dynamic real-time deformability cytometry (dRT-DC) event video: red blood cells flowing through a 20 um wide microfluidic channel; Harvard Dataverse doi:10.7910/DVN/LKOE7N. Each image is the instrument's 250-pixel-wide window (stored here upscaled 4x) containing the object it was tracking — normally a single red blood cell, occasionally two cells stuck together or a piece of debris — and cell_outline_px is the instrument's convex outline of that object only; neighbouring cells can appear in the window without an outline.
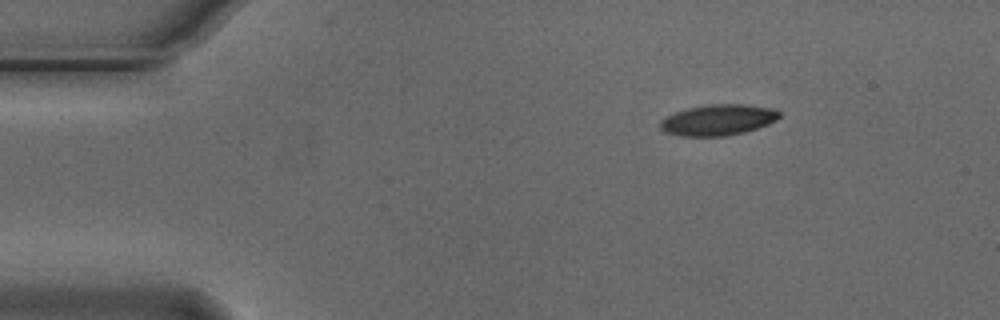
{"species": "Egyptian fruit bat (a non-hibernating species)", "species_latin": "Rousettus aegyptiacus", "temperature_condition": "cold", "stored_images_in_passage": 4, "camera_frame_rate_fps": 3000, "um_per_image_px": 0.085, "animal": {"sex": "male"}, "frame": {"image": 1, "passage_image": 1, "time_ms": 0.0, "image_size_px": [1000, 320], "cell_outline_px": [[780, 116], [776, 120], [768, 124], [744, 132], [724, 136], [680, 136], [664, 132], [660, 128], [660, 120], [676, 112], [688, 108], [708, 104], [744, 104], [772, 108], [780, 112]], "centroid_in_image_um": [61.02, 10.19], "position_along_channel_um": 24.0, "area_um2": 21.39}}
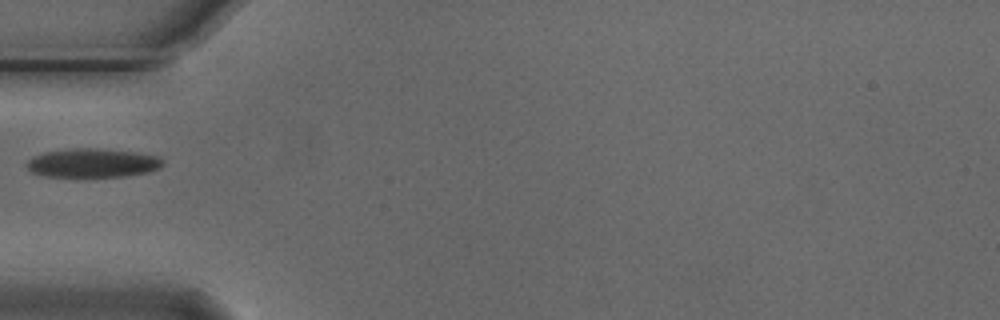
{"frame": {"image": 2, "passage_image": 4, "time_ms": 1.0, "image_size_px": [1000, 320], "cell_outline_px": [[164, 164], [160, 168], [148, 172], [124, 176], [80, 180], [44, 176], [32, 172], [24, 164], [32, 156], [44, 152], [68, 148], [96, 148], [136, 152], [160, 156], [164, 160]], "centroid_in_image_um": [7.84, 13.89], "position_along_channel_um": 77.2, "area_um2": 24.22}}